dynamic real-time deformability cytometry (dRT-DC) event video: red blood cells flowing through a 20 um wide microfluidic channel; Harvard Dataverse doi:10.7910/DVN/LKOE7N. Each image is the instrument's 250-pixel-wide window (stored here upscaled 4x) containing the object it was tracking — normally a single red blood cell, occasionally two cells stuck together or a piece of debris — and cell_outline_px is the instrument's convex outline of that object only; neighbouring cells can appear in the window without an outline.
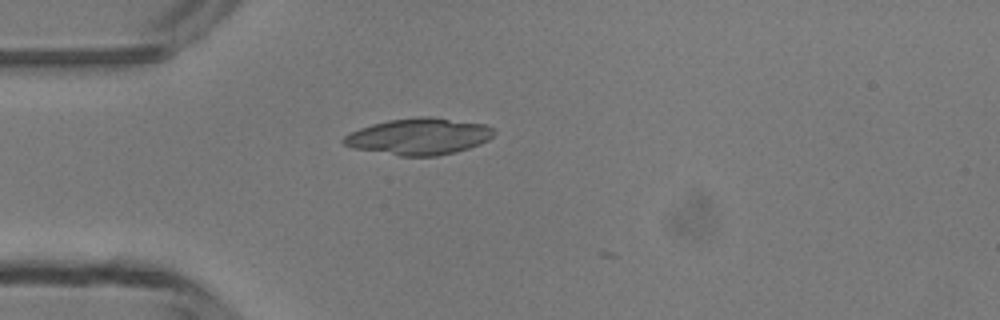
{"species": "common noctule bat (a hibernating species)", "species_latin": "Nyctalus noctula", "temperature_condition": "room temperature", "stored_images_in_passage": 4, "camera_frame_rate_fps": 3000, "um_per_image_px": 0.085, "animal": {"sex": "male", "body_mass_g": 13.3}, "frame": {"image": 1, "passage_image": 3, "time_ms": 3.333, "image_size_px": [1000, 320], "cell_outline_px": [[496, 132], [488, 140], [480, 144], [456, 152], [436, 156], [400, 156], [352, 148], [344, 144], [340, 140], [344, 136], [360, 128], [372, 124], [388, 120], [420, 116], [432, 116], [484, 124], [492, 128]], "centroid_in_image_um": [35.61, 11.6], "position_along_channel_um": 49.4, "area_um2": 32.08}}